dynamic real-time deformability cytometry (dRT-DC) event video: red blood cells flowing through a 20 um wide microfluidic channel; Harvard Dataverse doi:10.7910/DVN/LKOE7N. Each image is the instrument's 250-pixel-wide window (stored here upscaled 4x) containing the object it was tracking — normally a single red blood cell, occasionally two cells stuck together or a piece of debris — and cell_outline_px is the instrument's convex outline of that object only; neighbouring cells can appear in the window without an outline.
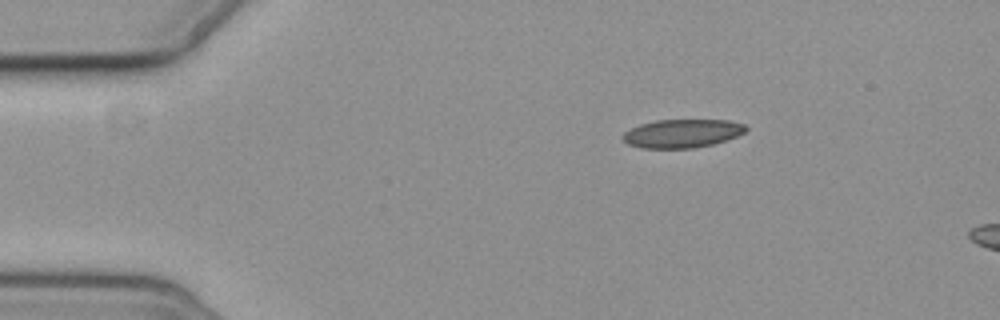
{"species": "common noctule bat (a hibernating species)", "species_latin": "Nyctalus noctula", "temperature_condition": "cold", "stored_images_in_passage": 3, "camera_frame_rate_fps": 3000, "um_per_image_px": 0.085, "animal": {"sex": "female", "body_mass_g": 19.3, "forearm_length_mm": 54.1}, "frame": {"image": 1, "passage_image": 1, "time_ms": 0.0, "image_size_px": [1000, 320], "cell_outline_px": [[748, 128], [744, 132], [736, 136], [712, 144], [692, 148], [640, 148], [628, 144], [620, 136], [624, 132], [640, 124], [656, 120], [728, 120], [744, 124]], "centroid_in_image_um": [57.95, 11.34], "position_along_channel_um": 27.0, "area_um2": 20.29}}